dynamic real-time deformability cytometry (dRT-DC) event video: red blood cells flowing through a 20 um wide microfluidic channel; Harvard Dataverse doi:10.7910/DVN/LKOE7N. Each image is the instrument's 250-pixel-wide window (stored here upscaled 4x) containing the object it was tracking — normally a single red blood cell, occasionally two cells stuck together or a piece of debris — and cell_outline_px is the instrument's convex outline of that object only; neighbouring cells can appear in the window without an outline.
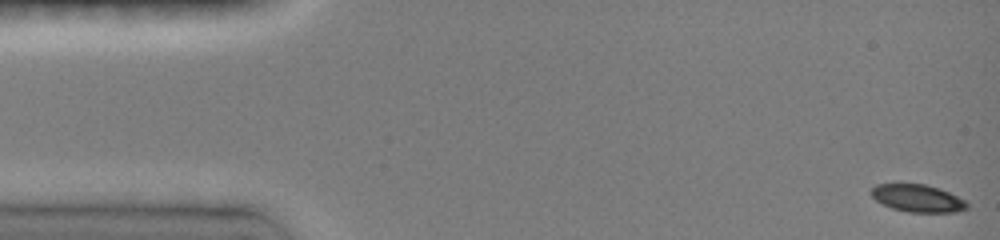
{"species": "common noctule bat (a hibernating species)", "species_latin": "Nyctalus noctula", "temperature_condition": "room temperature", "stored_images_in_passage": 9, "camera_frame_rate_fps": 3000, "um_per_image_px": 0.085, "animal": {"sex": "female", "body_mass_g": 19.0, "forearm_length_mm": 51.5}, "frame": {"image": 1, "passage_image": 1, "time_ms": 0.0, "image_size_px": [1000, 240], "cell_outline_px": [[968, 208], [956, 212], [908, 212], [892, 208], [876, 200], [872, 196], [872, 188], [876, 184], [924, 184], [948, 192], [964, 200], [968, 204]], "centroid_in_image_um": [78.0, 16.86], "position_along_channel_um": 7.0, "area_um2": 15.03}}
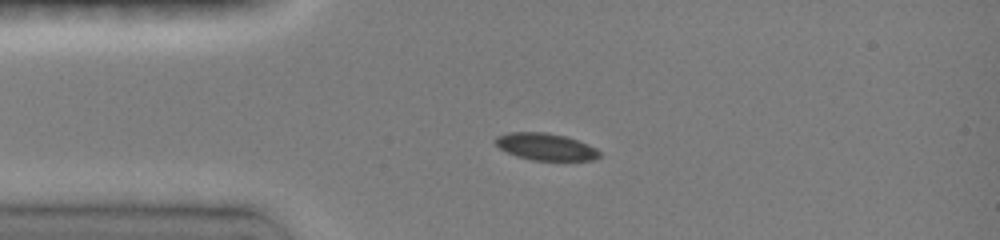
{"frame": {"image": 2, "passage_image": 6, "time_ms": 3.333, "image_size_px": [1000, 240], "cell_outline_px": [[600, 156], [592, 160], [532, 160], [516, 156], [500, 148], [492, 140], [496, 136], [508, 132], [544, 132], [564, 136], [588, 144], [596, 148], [600, 152]], "centroid_in_image_um": [46.35, 12.47], "position_along_channel_um": 38.7, "area_um2": 16.3}}
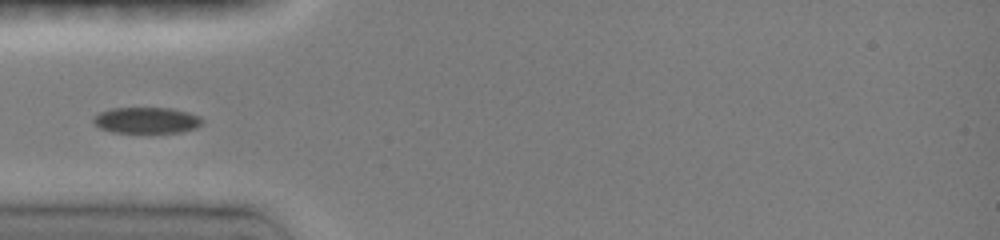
{"frame": {"image": 3, "passage_image": 8, "time_ms": 4.667, "image_size_px": [1000, 240], "cell_outline_px": [[204, 124], [196, 128], [180, 132], [112, 132], [100, 128], [92, 120], [100, 112], [112, 108], [172, 108], [188, 112], [200, 116], [204, 120]], "centroid_in_image_um": [12.52, 10.22], "position_along_channel_um": 72.5, "area_um2": 16.53}}